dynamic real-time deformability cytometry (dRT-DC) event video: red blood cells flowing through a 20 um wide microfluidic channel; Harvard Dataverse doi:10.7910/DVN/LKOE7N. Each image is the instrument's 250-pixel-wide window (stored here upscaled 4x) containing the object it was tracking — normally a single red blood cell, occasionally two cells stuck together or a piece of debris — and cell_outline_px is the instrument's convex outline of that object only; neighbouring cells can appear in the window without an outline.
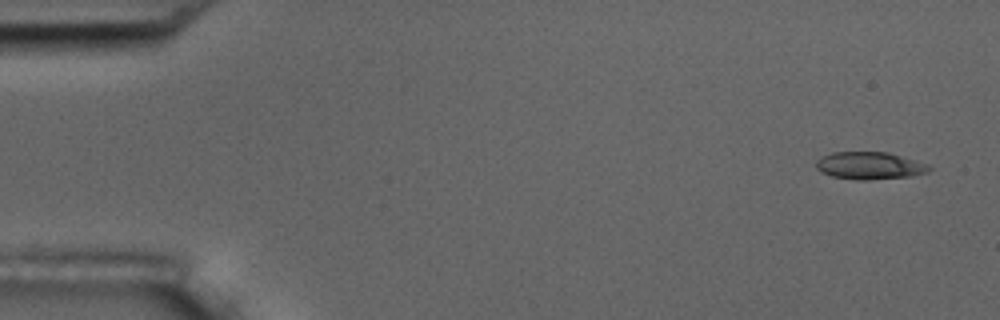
{"species": "common noctule bat (a hibernating species)", "species_latin": "Nyctalus noctula", "temperature_condition": "room temperature", "stored_images_in_passage": 6, "camera_frame_rate_fps": 3000, "um_per_image_px": 0.085, "animal": {"sex": "male", "body_mass_g": 17.5, "forearm_length_mm": 52.3}, "frame": {"image": 1, "passage_image": 1, "time_ms": 0.0, "image_size_px": [1000, 320], "cell_outline_px": [[932, 168], [928, 172], [912, 176], [868, 180], [856, 180], [832, 176], [820, 172], [816, 168], [816, 160], [820, 156], [832, 152], [888, 152], [928, 164]], "centroid_in_image_um": [73.89, 14.08], "position_along_channel_um": 11.1, "area_um2": 18.21}}
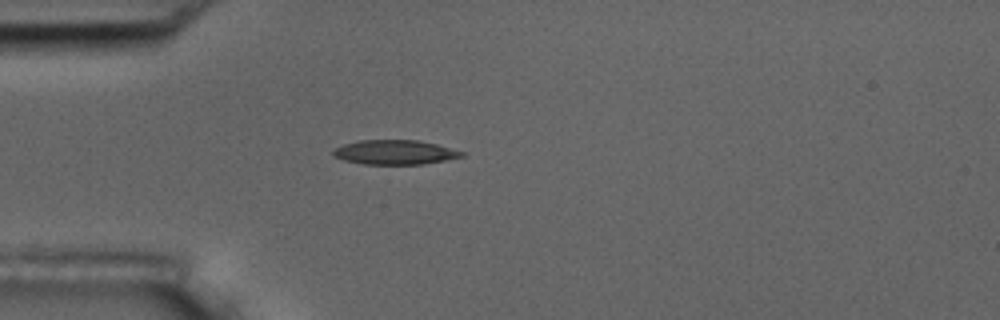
{"frame": {"image": 2, "passage_image": 4, "time_ms": 1.0, "image_size_px": [1000, 320], "cell_outline_px": [[468, 152], [464, 156], [448, 160], [420, 164], [364, 164], [344, 160], [332, 156], [332, 152], [336, 148], [344, 144], [360, 140], [420, 140]], "centroid_in_image_um": [33.61, 12.94], "position_along_channel_um": 51.4, "area_um2": 18.44}}